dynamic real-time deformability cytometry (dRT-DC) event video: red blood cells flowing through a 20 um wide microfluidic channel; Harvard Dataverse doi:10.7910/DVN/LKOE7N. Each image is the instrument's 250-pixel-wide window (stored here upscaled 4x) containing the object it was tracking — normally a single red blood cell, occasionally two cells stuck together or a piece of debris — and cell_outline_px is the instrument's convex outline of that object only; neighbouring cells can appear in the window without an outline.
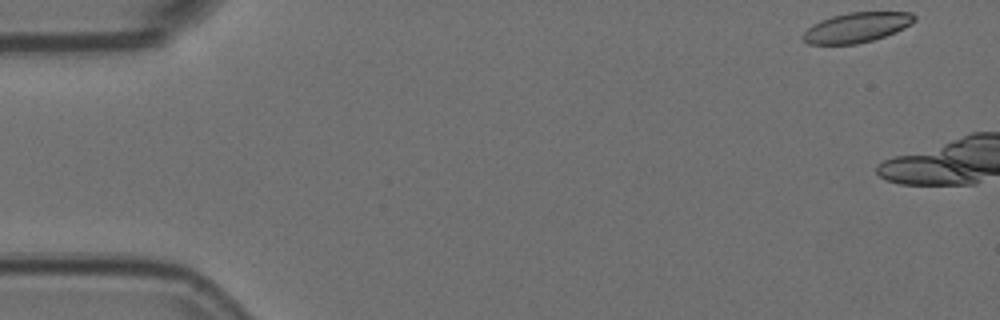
{"species": "Egyptian fruit bat (a non-hibernating species)", "species_latin": "Rousettus aegyptiacus", "temperature_condition": "room temperature", "stored_images_in_passage": 6, "camera_frame_rate_fps": 3000, "um_per_image_px": 0.085, "animal": {"sex": "female"}, "frame": {"image": 1, "passage_image": 1, "time_ms": 0.0, "image_size_px": [1000, 320], "cell_outline_px": [[916, 20], [912, 24], [896, 32], [872, 40], [856, 44], [808, 44], [800, 36], [812, 24], [820, 20], [832, 16], [848, 12], [912, 12], [916, 16]], "centroid_in_image_um": [72.82, 2.33], "position_along_channel_um": 12.2, "area_um2": 19.54}}